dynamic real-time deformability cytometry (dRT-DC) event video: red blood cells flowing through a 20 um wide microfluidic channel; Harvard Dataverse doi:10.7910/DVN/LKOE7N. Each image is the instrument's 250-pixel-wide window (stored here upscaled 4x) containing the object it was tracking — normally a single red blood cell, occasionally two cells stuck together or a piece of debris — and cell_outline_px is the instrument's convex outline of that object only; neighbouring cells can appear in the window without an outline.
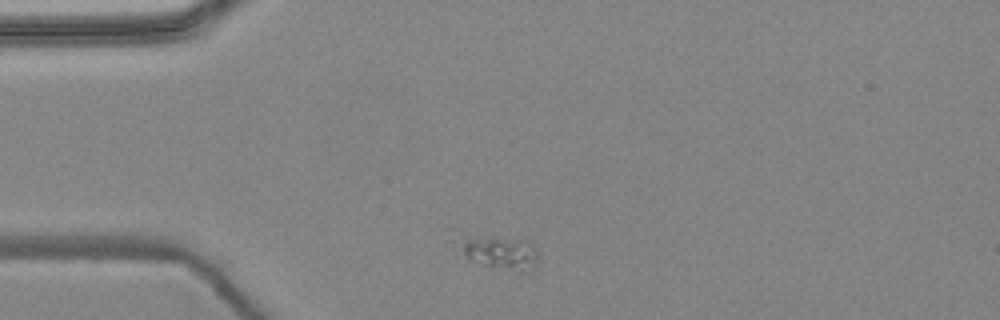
{"species": "common noctule bat (a hibernating species)", "species_latin": "Nyctalus noctula", "temperature_condition": "warm", "stored_images_in_passage": 3, "camera_frame_rate_fps": 3000, "um_per_image_px": 0.085, "animal": {"sex": "female", "body_mass_g": 24.6, "forearm_length_mm": 56.2}, "frame": {"image": 1, "passage_image": 1, "time_ms": 0.0, "image_size_px": [1000, 320], "cell_outline_px": [[536, 264], [532, 272], [520, 272], [484, 264], [468, 260], [460, 244], [468, 240], [528, 240], [532, 244], [536, 252]], "centroid_in_image_um": [42.69, 21.58], "position_along_channel_um": 42.3, "area_um2": 13.7}}